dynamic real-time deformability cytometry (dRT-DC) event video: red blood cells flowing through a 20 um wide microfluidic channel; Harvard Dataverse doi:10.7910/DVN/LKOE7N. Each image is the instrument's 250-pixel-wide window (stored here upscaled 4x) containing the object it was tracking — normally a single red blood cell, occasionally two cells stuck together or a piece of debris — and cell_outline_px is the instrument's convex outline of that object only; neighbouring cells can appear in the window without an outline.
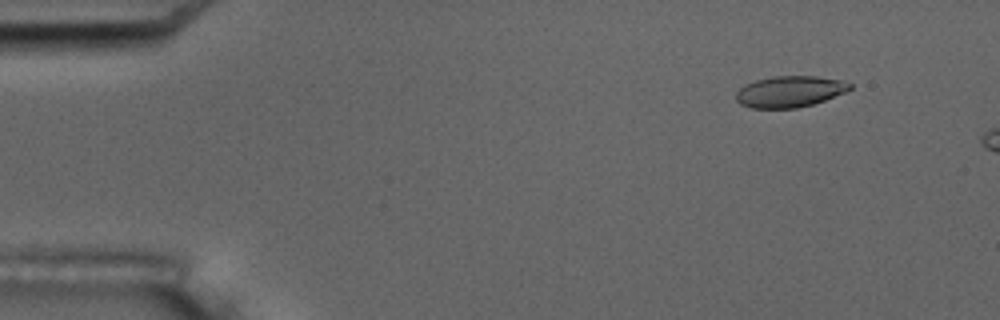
{"species": "common noctule bat (a hibernating species)", "species_latin": "Nyctalus noctula", "temperature_condition": "room temperature", "stored_images_in_passage": 4, "camera_frame_rate_fps": 3000, "um_per_image_px": 0.085, "animal": {"sex": "male", "body_mass_g": 17.5, "forearm_length_mm": 52.3}, "frame": {"image": 1, "passage_image": 2, "time_ms": 1.0, "image_size_px": [1000, 320], "cell_outline_px": [[852, 88], [844, 92], [824, 100], [812, 104], [796, 108], [752, 108], [740, 104], [736, 100], [736, 92], [740, 88], [756, 80], [772, 76], [816, 76], [840, 80], [852, 84]], "centroid_in_image_um": [67.11, 7.78], "position_along_channel_um": 17.9, "area_um2": 20.52}}